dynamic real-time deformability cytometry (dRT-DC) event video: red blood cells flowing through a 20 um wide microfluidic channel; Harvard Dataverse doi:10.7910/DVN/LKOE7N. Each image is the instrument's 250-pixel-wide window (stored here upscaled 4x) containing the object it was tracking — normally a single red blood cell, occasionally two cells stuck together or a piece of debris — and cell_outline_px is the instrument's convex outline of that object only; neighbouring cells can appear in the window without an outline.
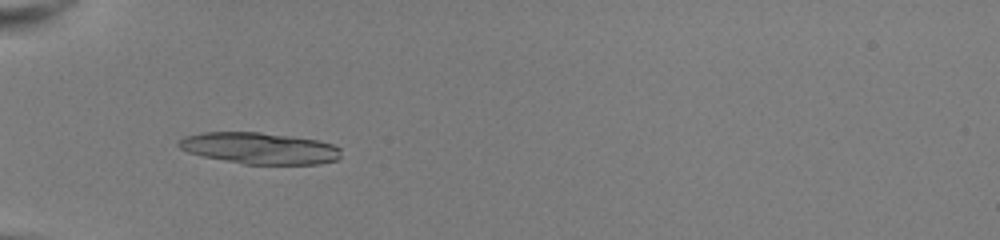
{"species": "common noctule bat (a hibernating species)", "species_latin": "Nyctalus noctula", "temperature_condition": "room temperature", "stored_images_in_passage": 34, "camera_frame_rate_fps": 3000, "um_per_image_px": 0.085, "animal": {"sex": "female", "body_mass_g": 22.0, "forearm_length_mm": 56.7}, "frame": {"image": 1, "passage_image": 1, "time_ms": 0.0, "image_size_px": [1000, 240], "cell_outline_px": [[340, 156], [336, 160], [320, 164], [244, 164], [204, 156], [188, 152], [180, 148], [176, 144], [176, 140], [184, 136], [204, 132], [260, 132], [320, 140], [332, 144], [340, 148]], "centroid_in_image_um": [22.05, 12.59], "position_along_channel_um": 63.0, "area_um2": 29.82}}